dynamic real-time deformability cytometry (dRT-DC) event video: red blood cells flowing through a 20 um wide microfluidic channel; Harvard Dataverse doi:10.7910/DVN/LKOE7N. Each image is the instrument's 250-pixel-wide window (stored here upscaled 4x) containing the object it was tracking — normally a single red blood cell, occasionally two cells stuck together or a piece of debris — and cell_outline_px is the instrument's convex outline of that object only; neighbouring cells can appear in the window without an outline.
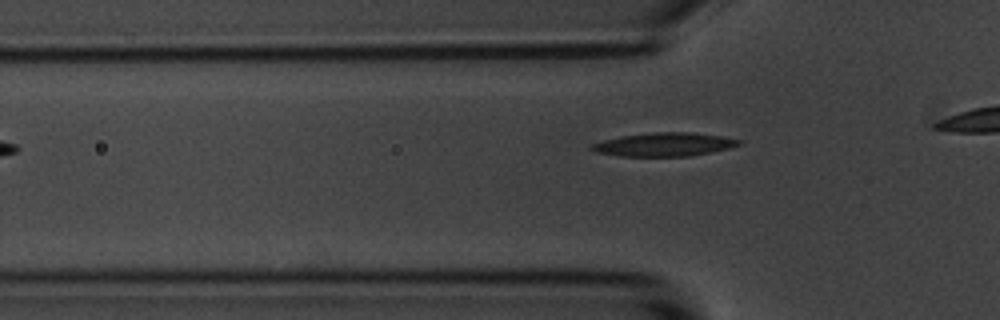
{"species": "common noctule bat (a hibernating species)", "species_latin": "Nyctalus noctula", "temperature_condition": "room temperature", "stored_images_in_passage": 3, "camera_frame_rate_fps": 3000, "um_per_image_px": 0.085, "animal": {"sex": "male", "body_mass_g": 20.1, "forearm_length_mm": 53.5}, "frame": {"image": 1, "passage_image": 3, "time_ms": 2.333, "image_size_px": [1000, 320], "cell_outline_px": [[744, 140], [740, 144], [728, 148], [688, 156], [620, 156], [596, 152], [588, 148], [592, 144], [604, 140], [620, 136], [656, 132], [692, 132], [720, 136]], "centroid_in_image_um": [56.43, 12.27], "position_along_channel_um": 69.4, "area_um2": 20.0}}